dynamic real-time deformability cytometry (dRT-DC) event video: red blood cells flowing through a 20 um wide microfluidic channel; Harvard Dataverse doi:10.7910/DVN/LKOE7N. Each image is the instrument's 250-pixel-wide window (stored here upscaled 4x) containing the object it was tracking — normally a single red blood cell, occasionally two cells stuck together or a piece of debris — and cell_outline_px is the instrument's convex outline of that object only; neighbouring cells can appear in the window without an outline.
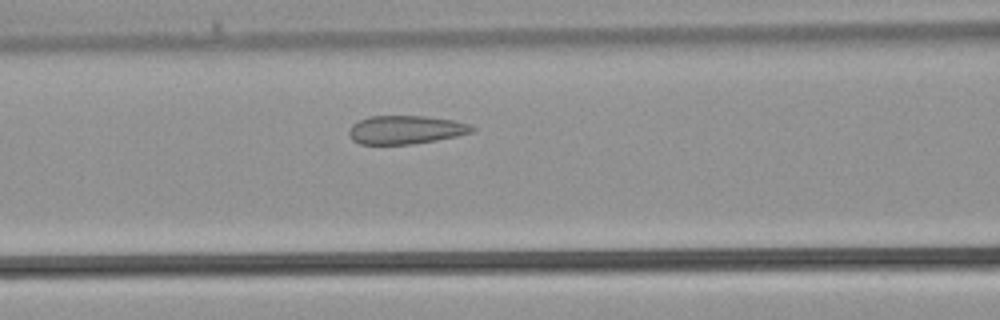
{"species": "common noctule bat (a hibernating species)", "species_latin": "Nyctalus noctula", "temperature_condition": "warm", "stored_images_in_passage": 25, "camera_frame_rate_fps": 3000, "um_per_image_px": 0.085, "animal": {"sex": "male", "body_mass_g": 21.5, "forearm_length_mm": 52.0}, "frame": {"image": 1, "passage_image": 5, "time_ms": 1.333, "image_size_px": [1000, 320], "cell_outline_px": [[476, 128], [472, 132], [456, 136], [436, 140], [412, 144], [360, 144], [352, 140], [348, 132], [352, 124], [368, 116], [424, 116], [452, 120], [468, 124]], "centroid_in_image_um": [34.45, 11.03], "position_along_channel_um": 132.1, "area_um2": 20.29}}
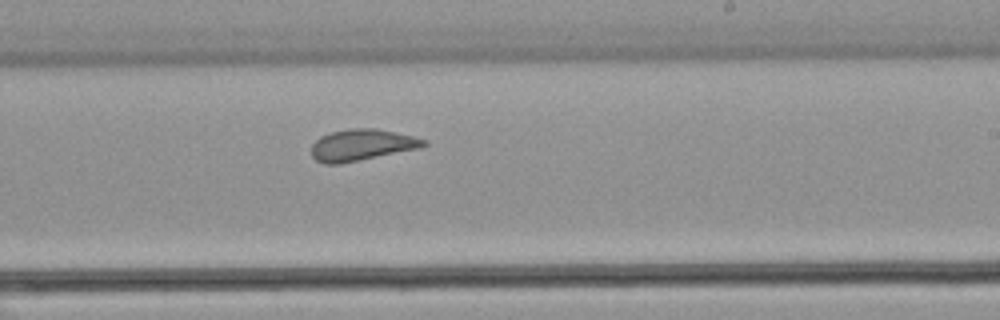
{"frame": {"image": 2, "passage_image": 12, "time_ms": 3.667, "image_size_px": [1000, 320], "cell_outline_px": [[428, 144], [420, 148], [340, 164], [324, 164], [316, 160], [312, 156], [312, 144], [320, 136], [332, 132], [348, 128], [376, 128], [412, 136], [428, 140]], "centroid_in_image_um": [30.75, 12.32], "position_along_channel_um": 258.3, "area_um2": 20.58}}
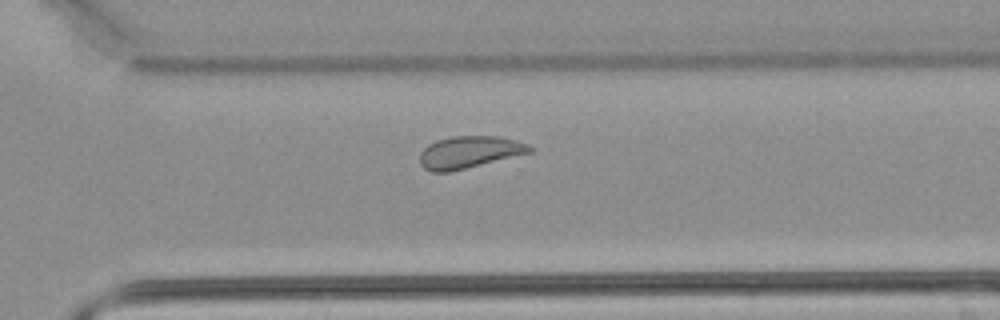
{"frame": {"image": 3, "passage_image": 16, "time_ms": 5.0, "image_size_px": [1000, 320], "cell_outline_px": [[532, 152], [448, 172], [432, 172], [424, 168], [420, 164], [420, 152], [428, 144], [436, 140], [452, 136], [500, 136], [528, 144], [532, 148]], "centroid_in_image_um": [39.86, 12.92], "position_along_channel_um": 330.7, "area_um2": 20.4}}